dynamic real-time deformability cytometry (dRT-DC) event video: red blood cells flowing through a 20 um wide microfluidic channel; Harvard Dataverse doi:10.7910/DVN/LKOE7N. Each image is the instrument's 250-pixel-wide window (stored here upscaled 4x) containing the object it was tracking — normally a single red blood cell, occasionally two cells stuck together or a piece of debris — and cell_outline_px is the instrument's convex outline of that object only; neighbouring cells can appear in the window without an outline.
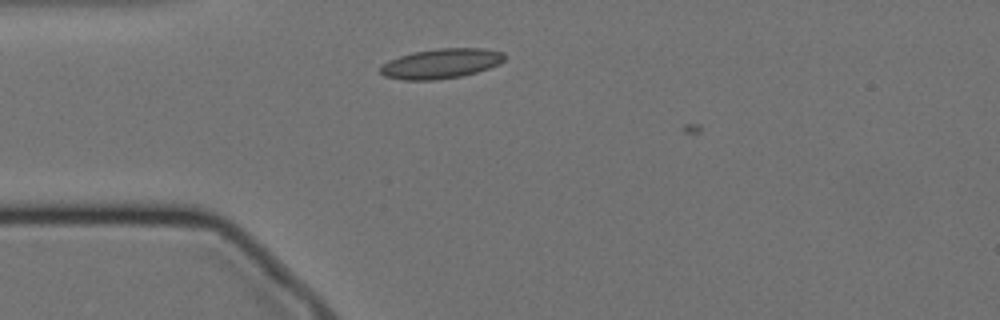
{"species": "Egyptian fruit bat (a non-hibernating species)", "species_latin": "Rousettus aegyptiacus", "temperature_condition": "cold", "stored_images_in_passage": 4, "camera_frame_rate_fps": 3000, "um_per_image_px": 0.085, "animal": {"sex": "female"}, "frame": {"image": 1, "passage_image": 3, "time_ms": 0.667, "image_size_px": [1000, 320], "cell_outline_px": [[504, 60], [500, 64], [476, 72], [460, 76], [432, 80], [404, 80], [384, 76], [380, 72], [380, 68], [388, 60], [412, 52], [440, 48], [484, 48], [504, 52]], "centroid_in_image_um": [37.49, 5.39], "position_along_channel_um": 47.5, "area_um2": 21.5}}